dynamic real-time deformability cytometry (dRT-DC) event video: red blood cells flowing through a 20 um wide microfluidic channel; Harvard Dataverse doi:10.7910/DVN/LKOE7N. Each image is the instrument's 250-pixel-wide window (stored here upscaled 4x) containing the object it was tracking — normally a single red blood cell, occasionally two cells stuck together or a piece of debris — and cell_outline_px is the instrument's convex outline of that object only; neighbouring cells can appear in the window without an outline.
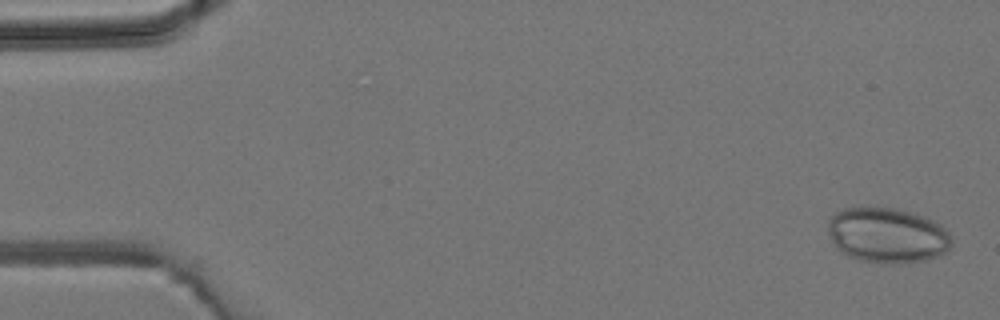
{"species": "common noctule bat (a hibernating species)", "species_latin": "Nyctalus noctula", "temperature_condition": "room temperature", "stored_images_in_passage": 5, "camera_frame_rate_fps": 3000, "um_per_image_px": 0.085, "animal": {"sex": "male", "body_mass_g": 19.2, "forearm_length_mm": 51.8}, "frame": {"image": 1, "passage_image": 1, "time_ms": 0.0, "image_size_px": [1000, 320], "cell_outline_px": [[952, 244], [948, 252], [940, 256], [928, 260], [860, 260], [848, 256], [832, 240], [828, 232], [828, 220], [836, 212], [844, 208], [860, 204], [896, 208], [912, 212], [924, 216], [940, 224], [948, 232], [952, 240]], "centroid_in_image_um": [75.43, 19.9], "position_along_channel_um": 9.6, "area_um2": 39.54}}